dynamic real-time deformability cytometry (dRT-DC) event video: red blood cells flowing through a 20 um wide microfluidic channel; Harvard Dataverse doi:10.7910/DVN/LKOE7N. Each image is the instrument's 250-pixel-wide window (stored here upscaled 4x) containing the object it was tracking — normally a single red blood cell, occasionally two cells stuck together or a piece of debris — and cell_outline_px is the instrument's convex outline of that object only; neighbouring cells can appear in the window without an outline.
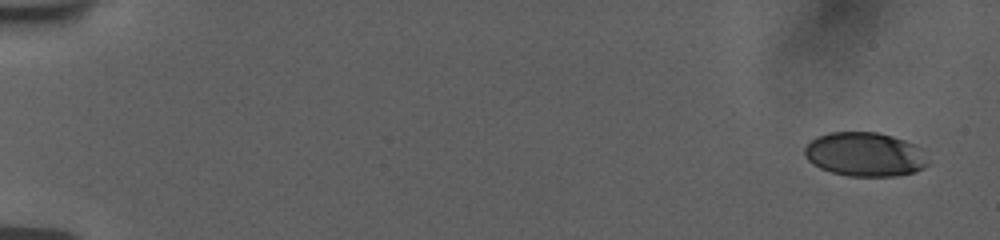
{"species": "human", "species_latin": "Homo sapiens", "temperature_condition": "room temperature", "stored_images_in_passage": 27, "camera_frame_rate_fps": 3000, "um_per_image_px": 0.085, "donor": {"sex": "female"}, "frame": {"image": 1, "passage_image": 2, "time_ms": 0.667, "image_size_px": [1000, 240], "cell_outline_px": [[928, 164], [924, 168], [916, 172], [896, 176], [848, 176], [832, 172], [820, 168], [812, 164], [804, 156], [804, 148], [816, 136], [828, 132], [880, 132], [916, 144], [920, 148]], "centroid_in_image_um": [73.5, 13.12], "position_along_channel_um": 11.5, "area_um2": 31.85}}
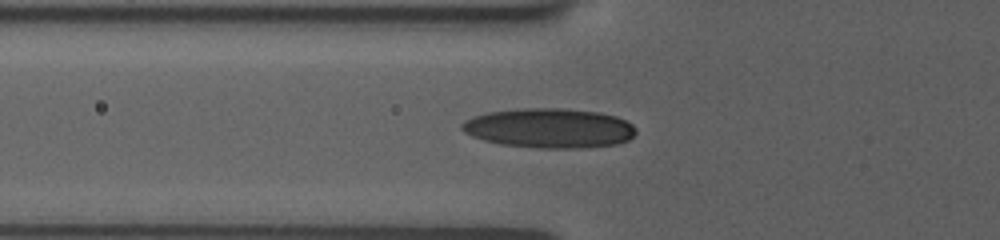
{"frame": {"image": 2, "passage_image": 16, "time_ms": 7.0, "image_size_px": [1000, 240], "cell_outline_px": [[636, 132], [628, 140], [616, 144], [588, 148], [536, 148], [500, 144], [484, 140], [472, 136], [464, 132], [460, 128], [460, 124], [464, 120], [472, 116], [488, 112], [524, 108], [564, 108], [600, 112], [616, 116], [632, 124], [636, 128]], "centroid_in_image_um": [46.68, 10.89], "position_along_channel_um": 79.1, "area_um2": 40.52}}
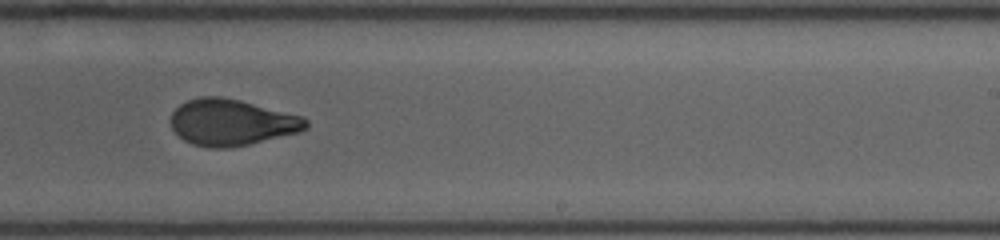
{"frame": {"image": 3, "passage_image": 26, "time_ms": 12.0, "image_size_px": [1000, 240], "cell_outline_px": [[308, 128], [300, 132], [248, 144], [228, 148], [208, 148], [192, 144], [184, 140], [172, 128], [172, 112], [180, 104], [188, 100], [200, 96], [220, 96], [240, 100], [304, 116], [308, 120]], "centroid_in_image_um": [19.71, 10.4], "position_along_channel_um": 269.3, "area_um2": 36.53}}